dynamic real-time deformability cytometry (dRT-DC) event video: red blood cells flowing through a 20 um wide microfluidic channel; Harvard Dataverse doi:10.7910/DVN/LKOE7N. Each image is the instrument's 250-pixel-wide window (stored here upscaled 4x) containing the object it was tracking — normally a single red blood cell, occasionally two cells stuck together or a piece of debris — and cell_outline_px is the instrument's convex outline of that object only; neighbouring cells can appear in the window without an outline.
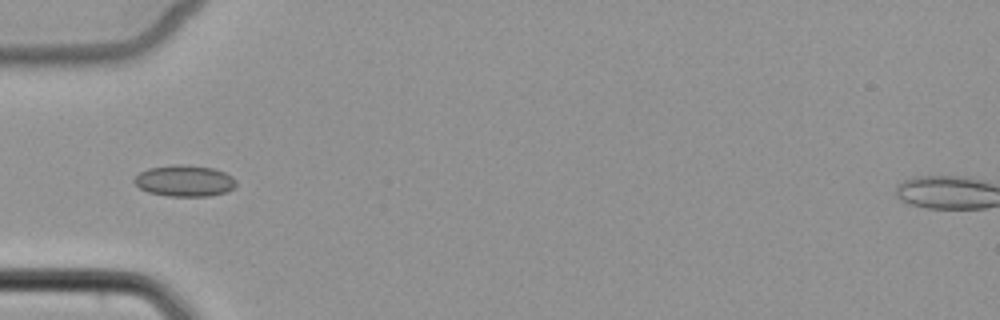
{"species": "common noctule bat (a hibernating species)", "species_latin": "Nyctalus noctula", "temperature_condition": "cold", "stored_images_in_passage": 4, "camera_frame_rate_fps": 3000, "um_per_image_px": 0.085, "animal": {"sex": "female", "body_mass_g": 22.7, "forearm_length_mm": 54.2}, "frame": {"image": 1, "passage_image": 4, "time_ms": 4.0, "image_size_px": [1000, 320], "cell_outline_px": [[236, 184], [232, 188], [224, 192], [208, 196], [168, 196], [148, 192], [140, 188], [132, 180], [140, 172], [148, 168], [172, 164], [184, 164], [212, 168], [224, 172], [232, 176], [236, 180]], "centroid_in_image_um": [15.66, 15.36], "position_along_channel_um": 69.3, "area_um2": 18.55}}